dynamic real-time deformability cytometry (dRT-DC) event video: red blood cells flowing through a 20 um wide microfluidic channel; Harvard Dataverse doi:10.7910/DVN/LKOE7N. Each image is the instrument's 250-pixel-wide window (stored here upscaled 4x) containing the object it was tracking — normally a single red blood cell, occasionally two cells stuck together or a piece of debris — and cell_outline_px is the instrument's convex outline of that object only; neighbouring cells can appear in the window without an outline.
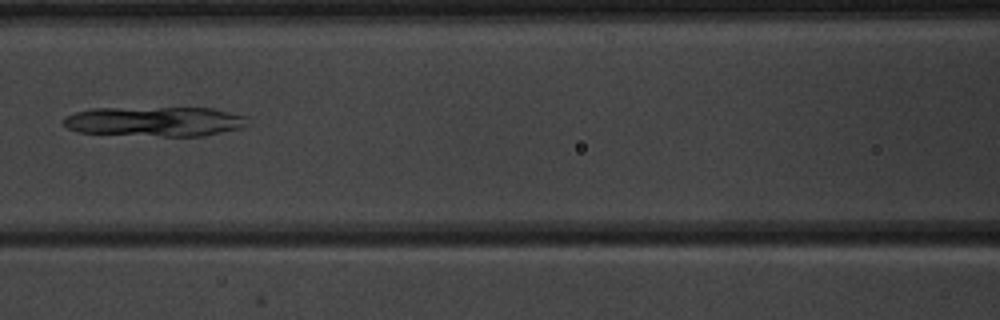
{"species": "common noctule bat (a hibernating species)", "species_latin": "Nyctalus noctula", "temperature_condition": "warm", "stored_images_in_passage": 3, "camera_frame_rate_fps": 3000, "um_per_image_px": 0.085, "animal": {"sex": "male", "body_mass_g": 20.1, "forearm_length_mm": 53.5}, "frame": {"image": 1, "passage_image": 3, "time_ms": 2.0, "image_size_px": [1000, 320], "cell_outline_px": [[248, 116], [244, 128], [204, 136], [160, 136], [76, 132], [68, 128], [64, 124], [64, 116], [76, 112], [92, 108], [212, 108]], "centroid_in_image_um": [13.19, 10.32], "position_along_channel_um": 153.4, "area_um2": 32.02}}